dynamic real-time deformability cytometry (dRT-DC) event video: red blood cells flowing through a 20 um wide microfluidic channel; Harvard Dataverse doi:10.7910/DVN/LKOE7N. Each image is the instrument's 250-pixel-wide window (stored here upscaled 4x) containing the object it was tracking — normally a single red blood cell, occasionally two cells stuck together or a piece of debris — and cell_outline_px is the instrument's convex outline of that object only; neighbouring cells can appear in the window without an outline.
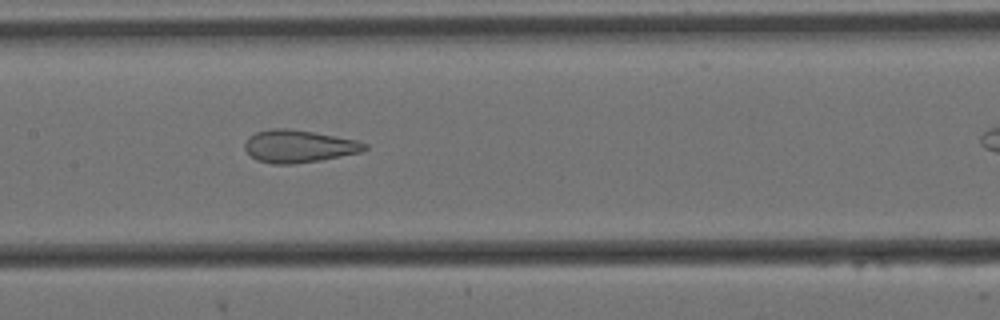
{"species": "Egyptian fruit bat (a non-hibernating species)", "species_latin": "Rousettus aegyptiacus", "temperature_condition": "cold", "stored_images_in_passage": 10, "camera_frame_rate_fps": 3000, "um_per_image_px": 0.085, "animal": {"sex": "female"}, "frame": {"image": 1, "passage_image": 4, "time_ms": 1.0, "image_size_px": [1000, 320], "cell_outline_px": [[368, 148], [360, 152], [320, 160], [292, 164], [272, 164], [256, 160], [244, 148], [244, 144], [248, 136], [256, 132], [268, 128], [288, 128], [312, 132], [356, 140], [368, 144]], "centroid_in_image_um": [25.35, 12.43], "position_along_channel_um": 182.0, "area_um2": 22.66}}
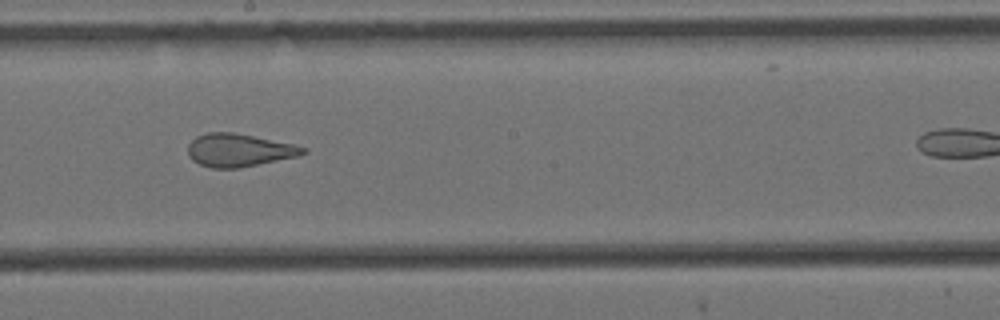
{"frame": {"image": 2, "passage_image": 5, "time_ms": 1.333, "image_size_px": [1000, 320], "cell_outline_px": [[308, 152], [300, 156], [240, 168], [212, 168], [200, 164], [192, 160], [188, 156], [188, 144], [196, 136], [208, 132], [232, 132], [292, 144], [308, 148]], "centroid_in_image_um": [20.32, 12.77], "position_along_channel_um": 227.9, "area_um2": 22.14}}
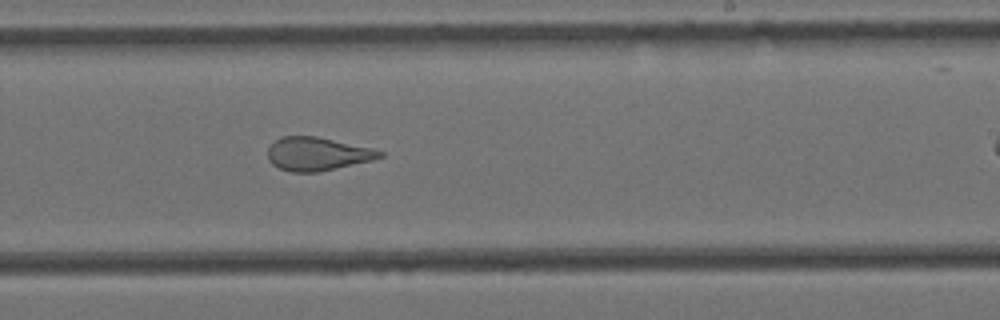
{"frame": {"image": 3, "passage_image": 6, "time_ms": 1.667, "image_size_px": [1000, 320], "cell_outline_px": [[384, 156], [372, 160], [320, 172], [292, 172], [280, 168], [272, 164], [268, 160], [268, 148], [280, 136], [316, 136], [372, 148], [384, 152]], "centroid_in_image_um": [26.97, 13.08], "position_along_channel_um": 262.0, "area_um2": 21.73}}